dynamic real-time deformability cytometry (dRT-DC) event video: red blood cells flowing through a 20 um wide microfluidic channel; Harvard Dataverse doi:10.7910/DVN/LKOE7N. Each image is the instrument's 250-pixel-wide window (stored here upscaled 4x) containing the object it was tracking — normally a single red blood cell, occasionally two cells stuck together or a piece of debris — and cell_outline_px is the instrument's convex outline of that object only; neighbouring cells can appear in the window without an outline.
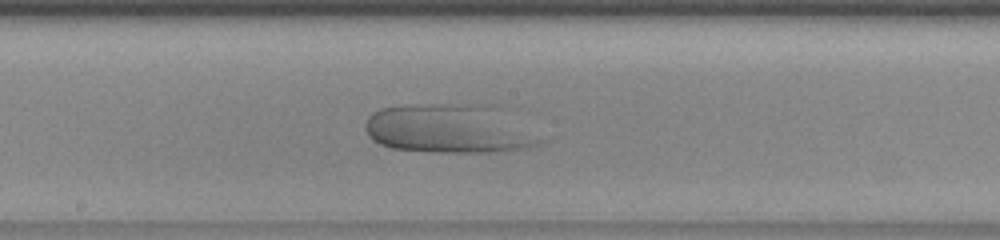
{"species": "human", "species_latin": "Homo sapiens", "temperature_condition": "warm", "stored_images_in_passage": 33, "camera_frame_rate_fps": 3000, "um_per_image_px": 0.085, "donor": {"sex": "female"}, "frame": {"image": 1, "passage_image": 12, "time_ms": 3.667, "image_size_px": [1000, 240], "cell_outline_px": [[544, 140], [540, 144], [528, 148], [496, 152], [428, 152], [392, 148], [380, 144], [368, 132], [368, 120], [380, 108], [408, 104], [480, 104], [496, 108]], "centroid_in_image_um": [38.19, 10.95], "position_along_channel_um": 210.0, "area_um2": 49.07}}
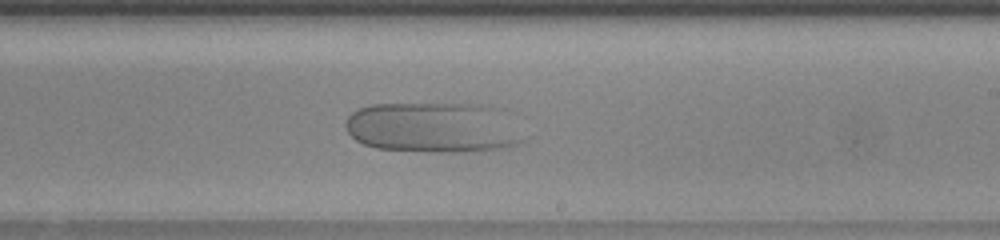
{"frame": {"image": 2, "passage_image": 15, "time_ms": 4.667, "image_size_px": [1000, 240], "cell_outline_px": [[524, 140], [516, 144], [496, 148], [456, 152], [432, 152], [376, 148], [364, 144], [356, 140], [348, 132], [344, 124], [348, 116], [352, 112], [368, 104], [488, 104]], "centroid_in_image_um": [36.62, 10.84], "position_along_channel_um": 252.4, "area_um2": 50.98}}
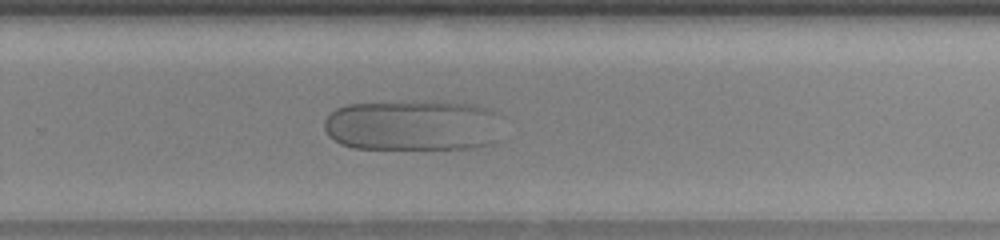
{"frame": {"image": 3, "passage_image": 18, "time_ms": 5.667, "image_size_px": [1000, 240], "cell_outline_px": [[496, 140], [492, 144], [476, 148], [352, 148], [340, 144], [328, 136], [324, 128], [324, 120], [336, 108], [348, 104], [432, 100], [440, 100], [476, 104], [488, 108], [492, 112]], "centroid_in_image_um": [35.0, 10.64], "position_along_channel_um": 294.8, "area_um2": 52.89}}